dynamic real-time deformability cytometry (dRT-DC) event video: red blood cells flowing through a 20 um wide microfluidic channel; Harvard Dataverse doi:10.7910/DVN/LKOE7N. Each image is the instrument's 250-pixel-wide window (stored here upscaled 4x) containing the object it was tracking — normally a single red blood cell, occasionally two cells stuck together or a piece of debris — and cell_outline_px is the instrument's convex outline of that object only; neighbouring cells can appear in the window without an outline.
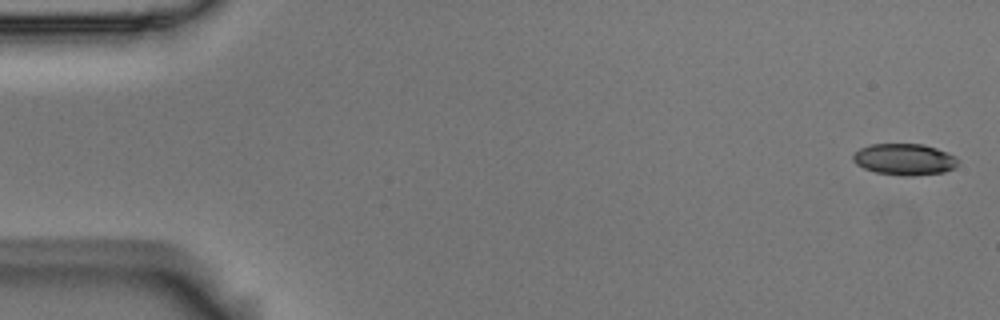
{"species": "Egyptian fruit bat (a non-hibernating species)", "species_latin": "Rousettus aegyptiacus", "temperature_condition": "room temperature", "stored_images_in_passage": 5, "camera_frame_rate_fps": 3000, "um_per_image_px": 0.085, "animal": {"sex": "male"}, "frame": {"image": 1, "passage_image": 1, "time_ms": 0.0, "image_size_px": [1000, 320], "cell_outline_px": [[960, 160], [956, 168], [944, 172], [912, 176], [900, 176], [876, 172], [864, 168], [856, 164], [852, 160], [852, 156], [860, 148], [872, 144], [924, 144], [948, 152], [956, 156]], "centroid_in_image_um": [76.92, 13.55], "position_along_channel_um": 8.1, "area_um2": 19.48}}